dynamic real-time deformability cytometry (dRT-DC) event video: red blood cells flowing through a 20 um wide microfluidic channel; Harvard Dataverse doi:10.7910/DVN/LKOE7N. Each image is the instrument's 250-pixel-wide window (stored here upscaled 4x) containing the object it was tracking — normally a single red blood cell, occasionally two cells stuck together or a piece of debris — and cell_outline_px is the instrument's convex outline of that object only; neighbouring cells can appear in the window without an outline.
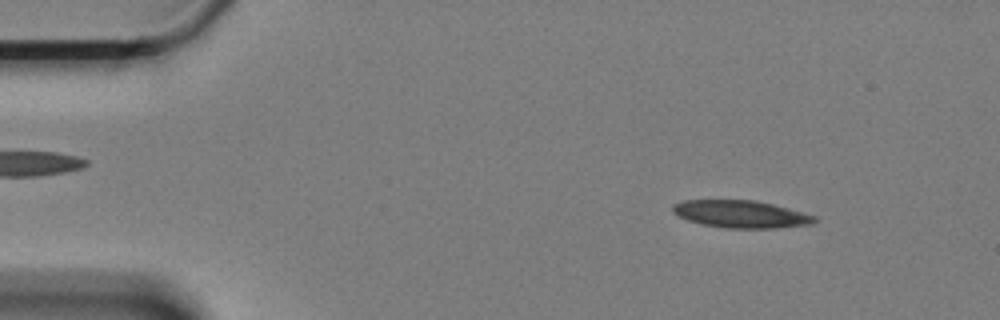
{"species": "Egyptian fruit bat (a non-hibernating species)", "species_latin": "Rousettus aegyptiacus", "temperature_condition": "cold", "stored_images_in_passage": 58, "camera_frame_rate_fps": 3000, "um_per_image_px": 0.085, "animal": {"sex": "female"}, "frame": {"image": 1, "passage_image": 6, "time_ms": 1.667, "image_size_px": [1000, 320], "cell_outline_px": [[820, 220], [812, 224], [776, 228], [724, 228], [704, 224], [688, 220], [672, 212], [672, 204], [684, 200], [756, 200], [788, 208], [816, 216]], "centroid_in_image_um": [63.0, 18.2], "position_along_channel_um": 22.0, "area_um2": 22.66}}
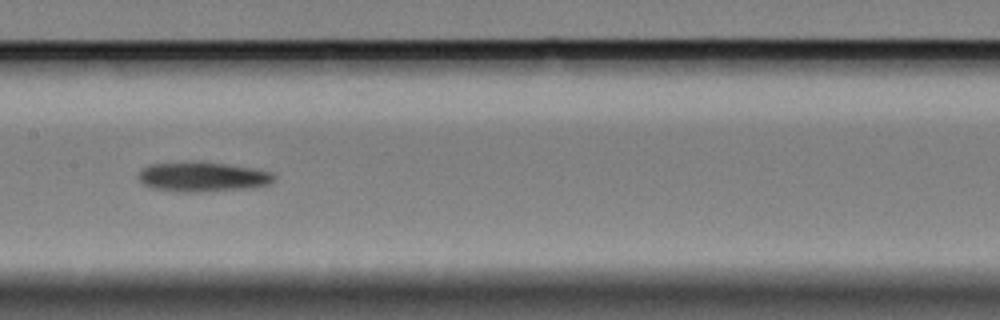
{"frame": {"image": 2, "passage_image": 28, "time_ms": 9.0, "image_size_px": [1000, 320], "cell_outline_px": [[276, 176], [268, 184], [252, 188], [196, 192], [180, 192], [156, 188], [144, 184], [140, 180], [140, 168], [148, 164], [204, 160], [252, 168], [272, 172]], "centroid_in_image_um": [17.23, 15.0], "position_along_channel_um": 190.2, "area_um2": 23.7}}
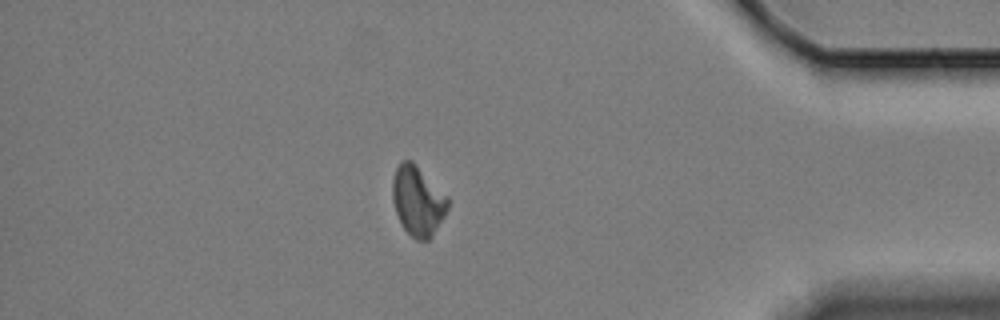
{"frame": {"image": 3, "passage_image": 50, "time_ms": 16.333, "image_size_px": [1000, 320], "cell_outline_px": [[448, 208], [444, 216], [432, 236], [428, 240], [416, 240], [404, 228], [396, 212], [392, 200], [392, 180], [396, 168], [400, 160], [412, 160], [448, 196]], "centroid_in_image_um": [35.51, 17.04], "position_along_channel_um": 399.7, "area_um2": 22.43}, "authors_computed_cell_mechanics": {"area_um2": 22.9177, "velocity_mm_per_s": 3.3238, "shape_relaxation_time_tau1_ms": 5.5282, "shape_relaxation_time_tau2_ms": null, "deformation_change_tau1": 0.1224, "deformation_change_tau2": null}}